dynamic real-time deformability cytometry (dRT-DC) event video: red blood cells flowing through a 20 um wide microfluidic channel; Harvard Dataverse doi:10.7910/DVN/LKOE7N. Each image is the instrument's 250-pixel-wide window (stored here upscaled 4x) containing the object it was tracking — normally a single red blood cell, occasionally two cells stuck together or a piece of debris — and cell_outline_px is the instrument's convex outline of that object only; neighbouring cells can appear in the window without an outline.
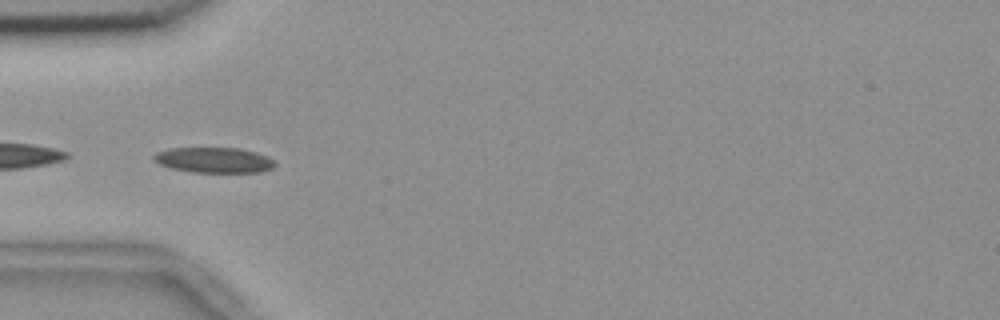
{"species": "common noctule bat (a hibernating species)", "species_latin": "Nyctalus noctula", "temperature_condition": "room temperature", "stored_images_in_passage": 7, "camera_frame_rate_fps": 3000, "um_per_image_px": 0.085, "animal": {"sex": "female", "body_mass_g": 18.4}, "frame": {"image": 1, "passage_image": 6, "time_ms": 1.667, "image_size_px": [1000, 320], "cell_outline_px": [[276, 164], [272, 168], [260, 172], [192, 172], [172, 168], [160, 164], [152, 156], [156, 152], [168, 148], [240, 148], [256, 152], [268, 156]], "centroid_in_image_um": [18.2, 13.6], "position_along_channel_um": 66.8, "area_um2": 17.86}}